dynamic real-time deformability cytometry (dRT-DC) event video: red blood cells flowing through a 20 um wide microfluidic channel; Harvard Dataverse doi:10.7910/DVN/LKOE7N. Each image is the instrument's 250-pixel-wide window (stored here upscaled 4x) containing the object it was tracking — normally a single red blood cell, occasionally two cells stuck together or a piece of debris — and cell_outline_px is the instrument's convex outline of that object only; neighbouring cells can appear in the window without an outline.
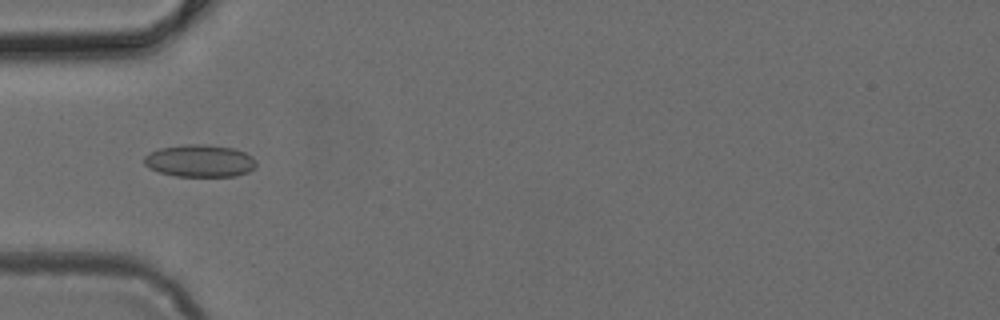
{"species": "common noctule bat (a hibernating species)", "species_latin": "Nyctalus noctula", "temperature_condition": "cold", "stored_images_in_passage": 4, "camera_frame_rate_fps": 3000, "um_per_image_px": 0.085, "animal": {"sex": "female", "body_mass_g": 24.6, "forearm_length_mm": 56.2}, "frame": {"image": 1, "passage_image": 4, "time_ms": 1.0, "image_size_px": [1000, 320], "cell_outline_px": [[256, 168], [248, 172], [236, 176], [176, 176], [160, 172], [148, 168], [144, 164], [144, 156], [148, 152], [160, 148], [184, 144], [208, 144], [232, 148], [244, 152], [252, 156], [256, 160]], "centroid_in_image_um": [16.98, 13.67], "position_along_channel_um": 68.0, "area_um2": 21.33}}